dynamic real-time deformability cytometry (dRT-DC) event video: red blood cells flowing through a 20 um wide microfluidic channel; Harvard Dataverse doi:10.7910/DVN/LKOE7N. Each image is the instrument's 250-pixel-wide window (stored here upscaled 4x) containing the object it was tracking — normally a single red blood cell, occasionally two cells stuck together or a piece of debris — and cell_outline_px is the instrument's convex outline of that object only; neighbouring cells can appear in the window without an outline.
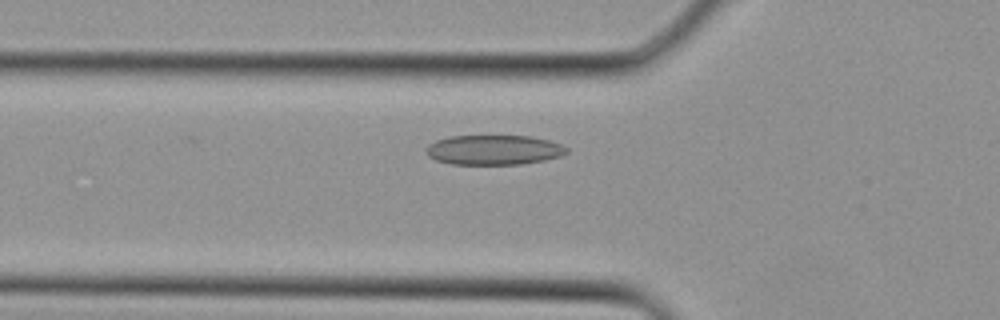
{"species": "Egyptian fruit bat (a non-hibernating species)", "species_latin": "Rousettus aegyptiacus", "temperature_condition": "cold", "stored_images_in_passage": 25, "camera_frame_rate_fps": 3000, "um_per_image_px": 0.085, "animal": {"sex": "female"}, "frame": {"image": 1, "passage_image": 2, "time_ms": 0.333, "image_size_px": [1000, 320], "cell_outline_px": [[568, 152], [560, 156], [544, 160], [520, 164], [452, 164], [436, 160], [428, 156], [424, 148], [428, 144], [436, 140], [448, 136], [532, 136], [548, 140], [560, 144], [568, 148]], "centroid_in_image_um": [41.94, 12.74], "position_along_channel_um": 83.9, "area_um2": 24.45}}
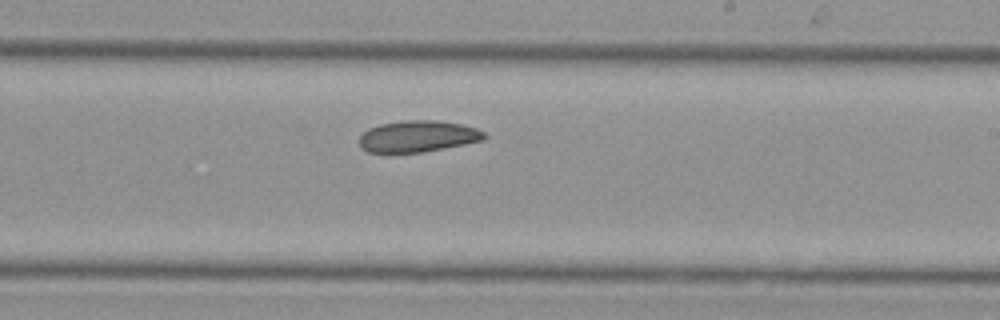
{"frame": {"image": 2, "passage_image": 11, "time_ms": 3.333, "image_size_px": [1000, 320], "cell_outline_px": [[488, 136], [484, 140], [424, 152], [368, 152], [360, 148], [360, 136], [368, 128], [380, 124], [408, 120], [436, 120], [460, 124], [476, 128], [484, 132]], "centroid_in_image_um": [35.53, 11.59], "position_along_channel_um": 253.5, "area_um2": 22.83}}
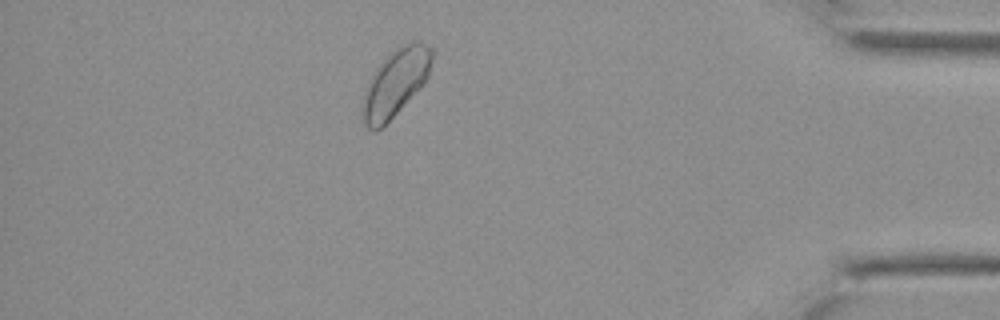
{"frame": {"image": 3, "passage_image": 21, "time_ms": 6.667, "image_size_px": [1000, 320], "cell_outline_px": [[436, 52], [428, 76], [400, 108], [376, 132], [368, 128], [360, 120], [360, 108], [364, 88], [368, 80], [376, 68], [388, 52], [412, 40], [416, 40], [436, 48]], "centroid_in_image_um": [33.58, 6.98], "position_along_channel_um": 401.6, "area_um2": 27.57}}